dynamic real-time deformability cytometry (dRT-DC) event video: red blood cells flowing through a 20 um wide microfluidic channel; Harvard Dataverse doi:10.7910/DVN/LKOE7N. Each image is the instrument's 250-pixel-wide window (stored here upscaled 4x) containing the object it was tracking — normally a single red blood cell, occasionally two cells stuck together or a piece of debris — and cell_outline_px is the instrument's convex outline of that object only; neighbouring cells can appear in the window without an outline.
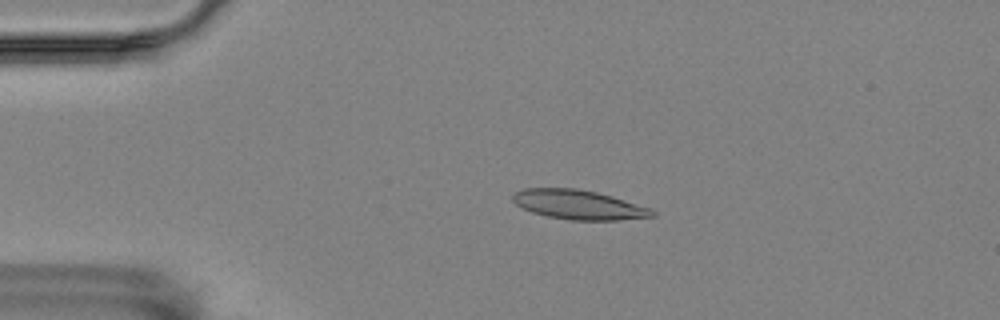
{"species": "Egyptian fruit bat (a non-hibernating species)", "species_latin": "Rousettus aegyptiacus", "temperature_condition": "room temperature", "stored_images_in_passage": 56, "camera_frame_rate_fps": 3000, "um_per_image_px": 0.085, "animal": {"sex": "female"}, "frame": {"image": 1, "passage_image": 11, "time_ms": 3.333, "image_size_px": [1000, 320], "cell_outline_px": [[656, 216], [616, 220], [572, 220], [548, 216], [532, 212], [516, 204], [512, 200], [512, 196], [516, 192], [524, 188], [576, 188], [596, 192], [612, 196], [652, 208], [656, 212]], "centroid_in_image_um": [49.22, 17.39], "position_along_channel_um": 35.8, "area_um2": 23.81}}
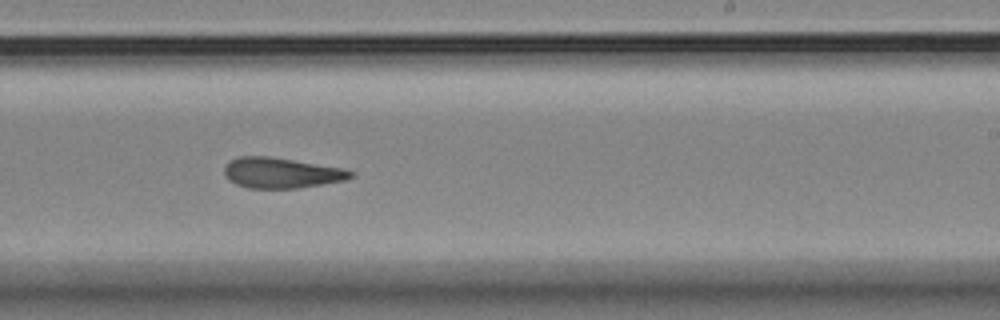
{"frame": {"image": 2, "passage_image": 34, "time_ms": 11.0, "image_size_px": [1000, 320], "cell_outline_px": [[352, 176], [344, 180], [296, 188], [248, 188], [236, 184], [228, 180], [224, 176], [224, 168], [228, 160], [240, 156], [268, 156], [344, 168], [352, 172]], "centroid_in_image_um": [23.83, 14.68], "position_along_channel_um": 265.2, "area_um2": 22.31}}
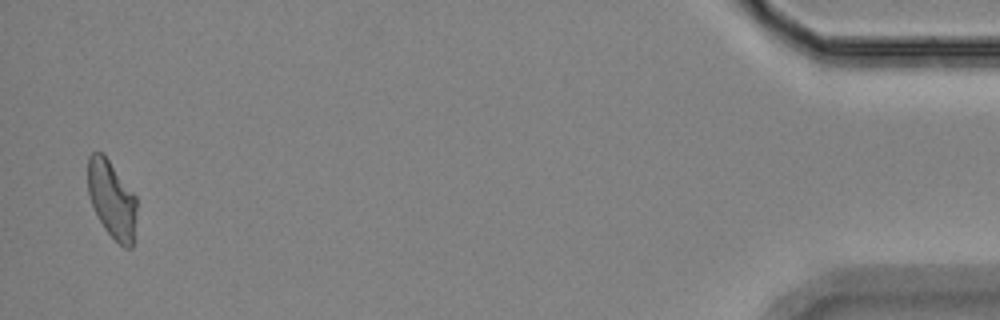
{"frame": {"image": 3, "passage_image": 55, "time_ms": 18.0, "image_size_px": [1000, 320], "cell_outline_px": [[136, 208], [132, 248], [124, 248], [104, 228], [92, 204], [88, 192], [88, 156], [92, 152], [100, 152], [108, 160], [136, 196]], "centroid_in_image_um": [9.5, 16.95], "position_along_channel_um": 425.7, "area_um2": 21.5}, "authors_computed_cell_mechanics": {"area_um2": 22.9755, "velocity_mm_per_s": 3.4639, "shape_relaxation_time_tau1_ms": 6.959, "shape_relaxation_time_tau2_ms": 3.7263, "deformation_change_tau1": 0.1951, "deformation_change_tau2": 0.1351}}